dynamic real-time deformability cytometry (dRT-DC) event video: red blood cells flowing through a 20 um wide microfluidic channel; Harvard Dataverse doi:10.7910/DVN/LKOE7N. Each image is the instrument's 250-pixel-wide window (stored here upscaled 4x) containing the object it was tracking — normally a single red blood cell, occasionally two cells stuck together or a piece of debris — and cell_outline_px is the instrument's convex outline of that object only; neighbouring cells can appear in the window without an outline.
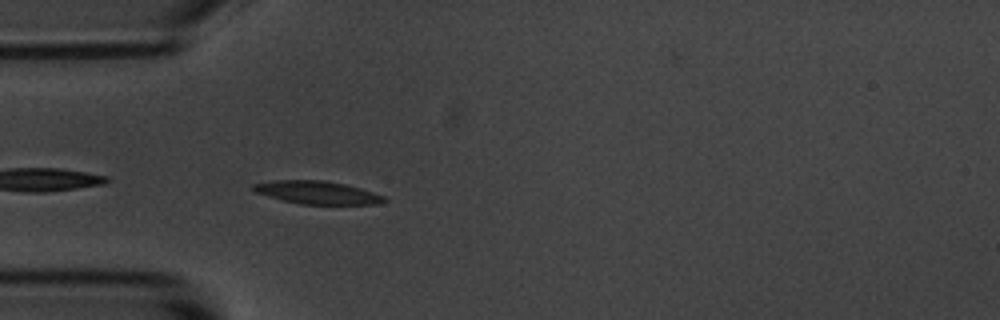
{"species": "common noctule bat (a hibernating species)", "species_latin": "Nyctalus noctula", "temperature_condition": "room temperature", "stored_images_in_passage": 4, "camera_frame_rate_fps": 3000, "um_per_image_px": 0.085, "animal": {"sex": "male", "body_mass_g": 20.1, "forearm_length_mm": 53.5}, "frame": {"image": 1, "passage_image": 4, "time_ms": 3.333, "image_size_px": [1000, 320], "cell_outline_px": [[388, 200], [376, 204], [300, 204], [268, 196], [256, 192], [252, 188], [252, 184], [272, 180], [324, 180], [344, 184], [360, 188], [384, 196]], "centroid_in_image_um": [26.95, 16.36], "position_along_channel_um": 58.0, "area_um2": 17.34}}